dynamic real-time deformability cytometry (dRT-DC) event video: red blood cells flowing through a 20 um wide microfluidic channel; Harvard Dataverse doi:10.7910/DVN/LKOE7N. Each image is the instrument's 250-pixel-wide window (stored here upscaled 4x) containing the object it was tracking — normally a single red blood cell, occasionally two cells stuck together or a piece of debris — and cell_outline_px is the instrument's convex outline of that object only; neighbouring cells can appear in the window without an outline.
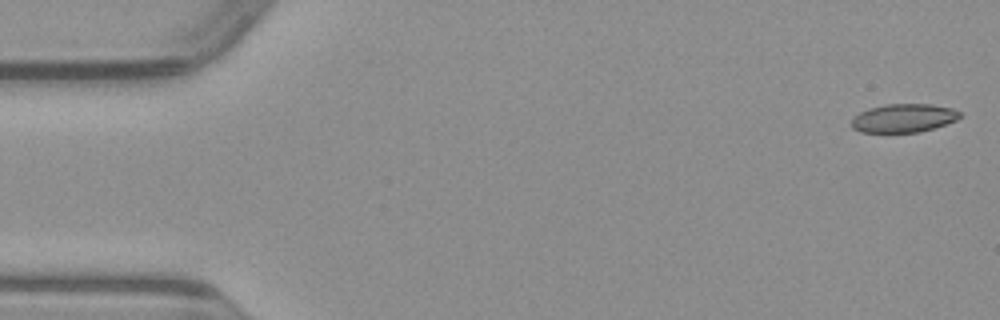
{"species": "common noctule bat (a hibernating species)", "species_latin": "Nyctalus noctula", "temperature_condition": "warm", "stored_images_in_passage": 50, "camera_frame_rate_fps": 3000, "um_per_image_px": 0.085, "animal": {"sex": "male", "body_mass_g": 23.1, "forearm_length_mm": 52.7}, "frame": {"image": 1, "passage_image": 1, "time_ms": 0.0, "image_size_px": [1000, 320], "cell_outline_px": [[960, 116], [956, 120], [920, 132], [860, 132], [852, 128], [852, 120], [860, 112], [868, 108], [884, 104], [932, 104], [952, 108], [960, 112]], "centroid_in_image_um": [76.79, 10.03], "position_along_channel_um": 8.2, "area_um2": 17.86}}
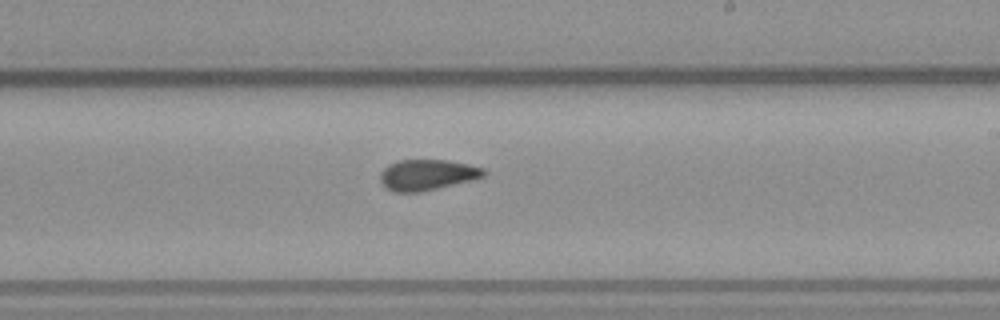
{"frame": {"image": 2, "passage_image": 29, "time_ms": 9.333, "image_size_px": [1000, 320], "cell_outline_px": [[488, 172], [484, 176], [420, 192], [396, 192], [388, 188], [380, 180], [380, 172], [388, 164], [400, 160], [448, 160], [468, 164], [484, 168]], "centroid_in_image_um": [36.3, 14.84], "position_along_channel_um": 252.7, "area_um2": 18.26}}
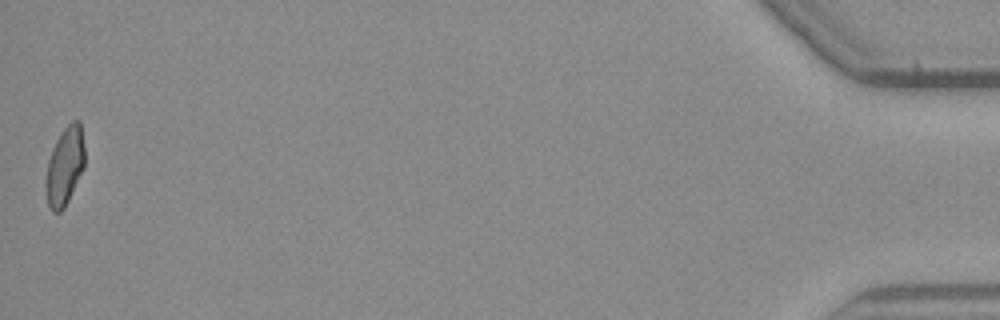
{"frame": {"image": 3, "passage_image": 50, "time_ms": 16.333, "image_size_px": [1000, 320], "cell_outline_px": [[84, 168], [64, 208], [60, 212], [52, 212], [48, 208], [44, 184], [44, 180], [48, 160], [52, 148], [56, 140], [64, 128], [72, 120], [80, 120], [84, 148]], "centroid_in_image_um": [5.48, 14.15], "position_along_channel_um": 429.7, "area_um2": 17.98}}